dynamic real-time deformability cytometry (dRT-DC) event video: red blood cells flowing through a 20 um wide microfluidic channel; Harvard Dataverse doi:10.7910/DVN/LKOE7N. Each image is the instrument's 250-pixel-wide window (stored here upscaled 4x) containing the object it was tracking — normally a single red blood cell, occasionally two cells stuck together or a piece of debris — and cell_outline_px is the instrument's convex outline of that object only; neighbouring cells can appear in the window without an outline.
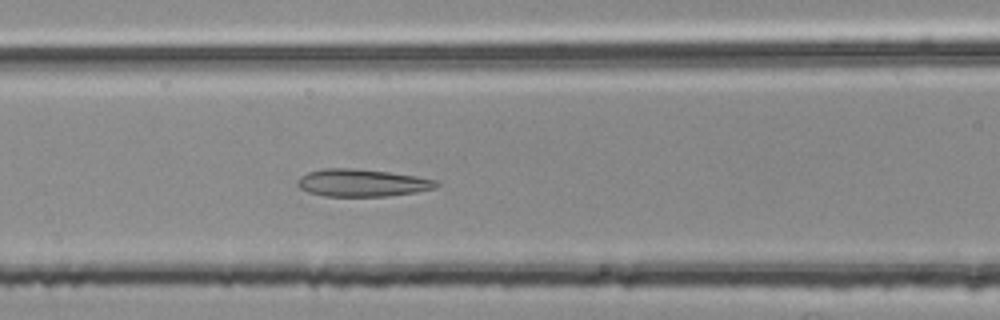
{"species": "common noctule bat (a hibernating species)", "species_latin": "Nyctalus noctula", "temperature_condition": "room temperature", "stored_images_in_passage": 47, "camera_frame_rate_fps": 3000, "um_per_image_px": 0.085, "animal": {"sex": "female", "body_mass_g": 25.1}, "frame": {"image": 1, "passage_image": 19, "time_ms": 6.0, "image_size_px": [1000, 320], "cell_outline_px": [[440, 184], [436, 188], [416, 192], [388, 196], [324, 196], [308, 192], [300, 188], [296, 184], [296, 180], [300, 176], [308, 172], [324, 168], [352, 168], [388, 172], [416, 176], [440, 180]], "centroid_in_image_um": [30.79, 15.54], "position_along_channel_um": 135.8, "area_um2": 22.37}}
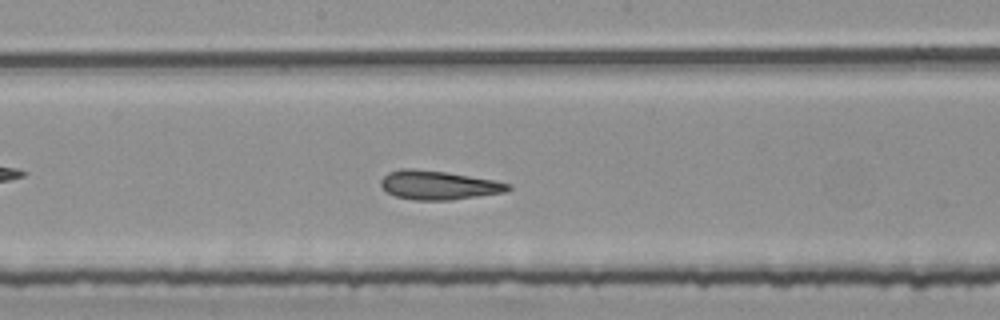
{"frame": {"image": 2, "passage_image": 25, "time_ms": 8.0, "image_size_px": [1000, 320], "cell_outline_px": [[512, 188], [504, 192], [452, 200], [412, 200], [396, 196], [388, 192], [380, 184], [380, 180], [388, 172], [404, 168], [412, 168], [444, 172], [492, 180], [512, 184]], "centroid_in_image_um": [37.25, 15.74], "position_along_channel_um": 210.9, "area_um2": 21.21}}
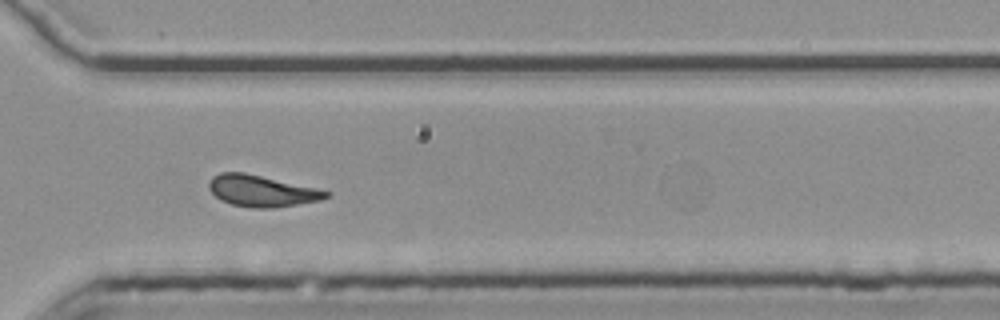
{"frame": {"image": 3, "passage_image": 36, "time_ms": 11.667, "image_size_px": [1000, 320], "cell_outline_px": [[332, 196], [320, 200], [272, 208], [252, 208], [232, 204], [220, 200], [208, 188], [208, 184], [212, 176], [220, 172], [244, 172], [316, 188], [332, 192]], "centroid_in_image_um": [22.24, 16.22], "position_along_channel_um": 348.4, "area_um2": 21.39}, "authors_computed_cell_mechanics": {"area_um2": 21.6172, "velocity_mm_per_s": 3.7581, "shape_relaxation_time_tau1_ms": null, "shape_relaxation_time_tau2_ms": 2.5846, "deformation_change_tau1": null, "deformation_change_tau2": 0.1179}}